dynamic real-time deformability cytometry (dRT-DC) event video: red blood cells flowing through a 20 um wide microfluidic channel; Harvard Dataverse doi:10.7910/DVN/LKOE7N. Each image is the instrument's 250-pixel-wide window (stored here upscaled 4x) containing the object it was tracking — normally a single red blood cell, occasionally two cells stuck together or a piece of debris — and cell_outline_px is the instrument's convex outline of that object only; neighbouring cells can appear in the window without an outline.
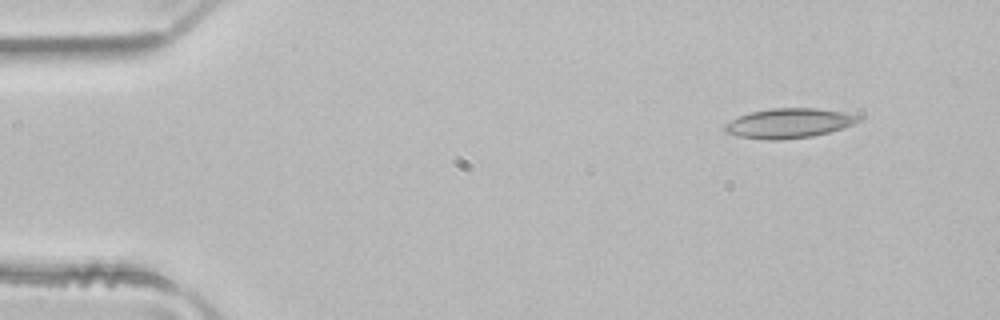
{"species": "common noctule bat (a hibernating species)", "species_latin": "Nyctalus noctula", "temperature_condition": "room temperature", "stored_images_in_passage": 3, "camera_frame_rate_fps": 3000, "um_per_image_px": 0.085, "animal": {"sex": "male", "body_mass_g": 21.5, "forearm_length_mm": 52.0}, "frame": {"image": 1, "passage_image": 1, "time_ms": 0.0, "image_size_px": [1000, 320], "cell_outline_px": [[860, 120], [852, 124], [828, 132], [812, 136], [780, 140], [768, 140], [740, 136], [728, 132], [724, 128], [724, 124], [740, 116], [752, 112], [772, 108], [816, 108], [844, 112], [860, 116]], "centroid_in_image_um": [67.07, 10.47], "position_along_channel_um": 17.9, "area_um2": 22.66}}
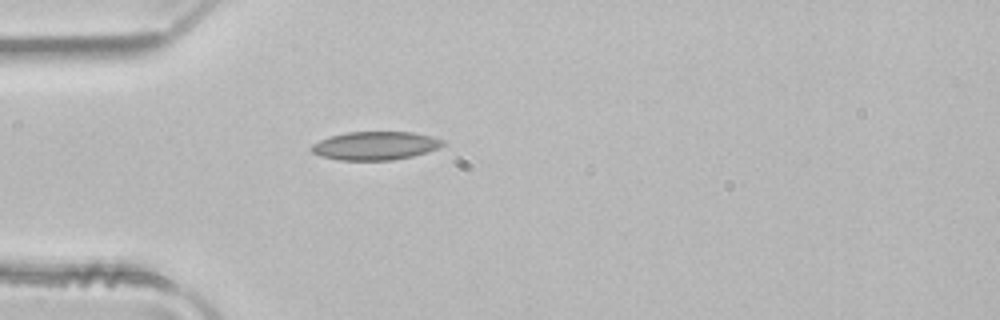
{"frame": {"image": 2, "passage_image": 3, "time_ms": 0.667, "image_size_px": [1000, 320], "cell_outline_px": [[444, 144], [440, 148], [412, 156], [392, 160], [340, 160], [320, 156], [312, 152], [308, 148], [312, 144], [328, 136], [348, 132], [412, 132], [432, 136], [444, 140]], "centroid_in_image_um": [31.88, 12.38], "position_along_channel_um": 53.1, "area_um2": 21.85}}